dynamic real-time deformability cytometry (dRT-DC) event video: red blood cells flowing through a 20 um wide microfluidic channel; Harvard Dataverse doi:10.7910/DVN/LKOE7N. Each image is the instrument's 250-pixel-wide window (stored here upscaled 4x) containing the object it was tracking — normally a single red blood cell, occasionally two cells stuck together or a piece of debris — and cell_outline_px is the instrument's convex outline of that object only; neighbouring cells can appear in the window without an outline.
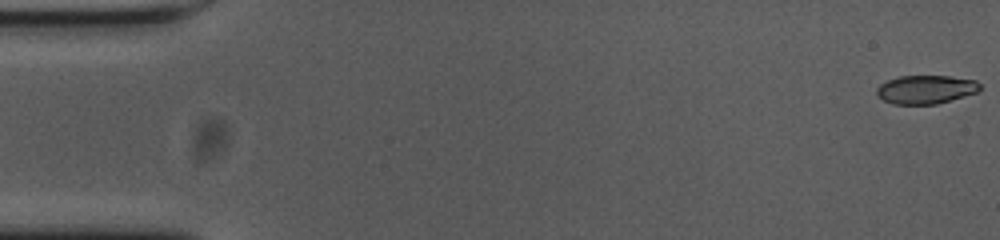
{"species": "common noctule bat (a hibernating species)", "species_latin": "Nyctalus noctula", "temperature_condition": "cold", "stored_images_in_passage": 56, "camera_frame_rate_fps": 3000, "um_per_image_px": 0.085, "animal": {"sex": "female", "body_mass_g": 23.0, "forearm_length_mm": 53.4}, "frame": {"image": 1, "passage_image": 1, "time_ms": 0.0, "image_size_px": [1000, 240], "cell_outline_px": [[980, 88], [976, 92], [936, 104], [892, 104], [884, 100], [876, 92], [876, 88], [880, 84], [888, 80], [900, 76], [948, 76], [976, 80], [980, 84]], "centroid_in_image_um": [78.67, 7.6], "position_along_channel_um": 6.3, "area_um2": 16.94}}
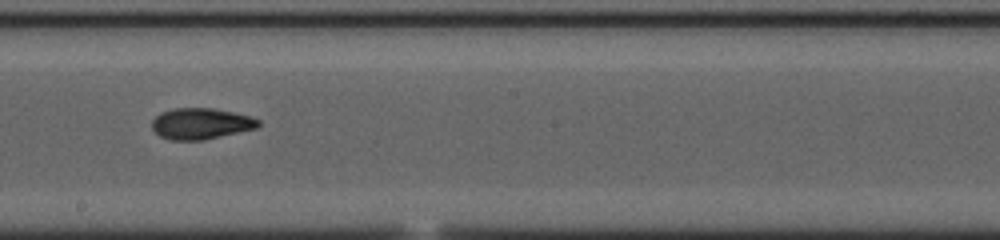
{"frame": {"image": 2, "passage_image": 31, "time_ms": 10.0, "image_size_px": [1000, 240], "cell_outline_px": [[260, 124], [256, 128], [204, 140], [172, 140], [160, 136], [152, 128], [152, 120], [160, 112], [172, 108], [212, 108], [252, 116], [260, 120]], "centroid_in_image_um": [17.07, 10.5], "position_along_channel_um": 231.1, "area_um2": 19.31}}
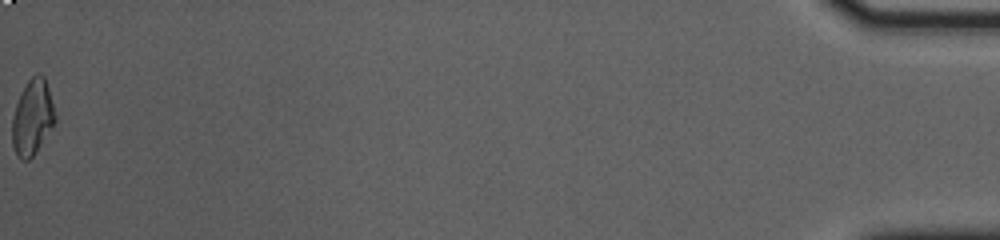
{"frame": {"image": 3, "passage_image": 56, "time_ms": 18.333, "image_size_px": [1000, 240], "cell_outline_px": [[56, 120], [32, 156], [28, 160], [20, 160], [16, 156], [12, 144], [12, 116], [16, 104], [28, 80], [36, 72], [40, 72], [44, 76], [48, 88], [56, 116]], "centroid_in_image_um": [2.73, 9.97], "position_along_channel_um": 432.5, "area_um2": 18.61}, "authors_computed_cell_mechanics": {"area_um2": 18.785, "velocity_mm_per_s": 3.6883, "shape_relaxation_time_tau1_ms": 7.112, "shape_relaxation_time_tau2_ms": 3.676, "deformation_change_tau1": 0.1914, "deformation_change_tau2": 0.0944}}